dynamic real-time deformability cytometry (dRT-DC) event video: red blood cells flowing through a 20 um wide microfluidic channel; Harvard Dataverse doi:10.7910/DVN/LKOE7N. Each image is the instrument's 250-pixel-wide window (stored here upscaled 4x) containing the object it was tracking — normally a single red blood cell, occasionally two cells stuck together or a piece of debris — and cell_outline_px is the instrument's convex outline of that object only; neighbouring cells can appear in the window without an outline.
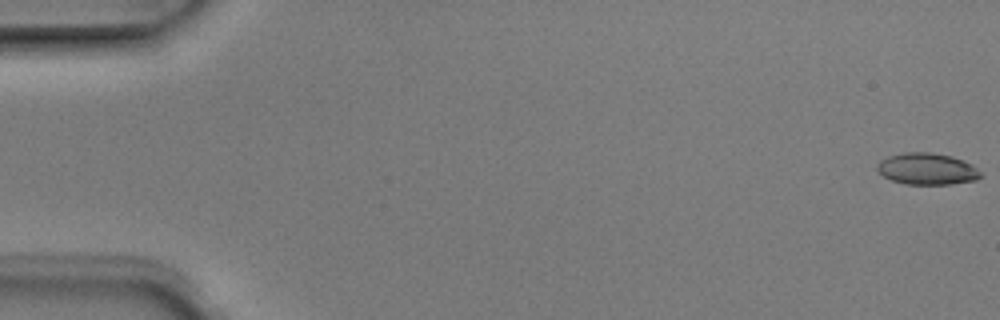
{"species": "Egyptian fruit bat (a non-hibernating species)", "species_latin": "Rousettus aegyptiacus", "temperature_condition": "room temperature", "stored_images_in_passage": 5, "camera_frame_rate_fps": 3000, "um_per_image_px": 0.085, "animal": {"sex": "male"}, "frame": {"image": 1, "passage_image": 1, "time_ms": 0.0, "image_size_px": [1000, 320], "cell_outline_px": [[984, 172], [976, 180], [952, 184], [904, 184], [892, 180], [884, 176], [876, 168], [876, 164], [880, 160], [888, 156], [904, 152], [932, 152], [952, 156], [964, 160], [972, 164]], "centroid_in_image_um": [78.83, 14.35], "position_along_channel_um": 6.2, "area_um2": 19.31}}